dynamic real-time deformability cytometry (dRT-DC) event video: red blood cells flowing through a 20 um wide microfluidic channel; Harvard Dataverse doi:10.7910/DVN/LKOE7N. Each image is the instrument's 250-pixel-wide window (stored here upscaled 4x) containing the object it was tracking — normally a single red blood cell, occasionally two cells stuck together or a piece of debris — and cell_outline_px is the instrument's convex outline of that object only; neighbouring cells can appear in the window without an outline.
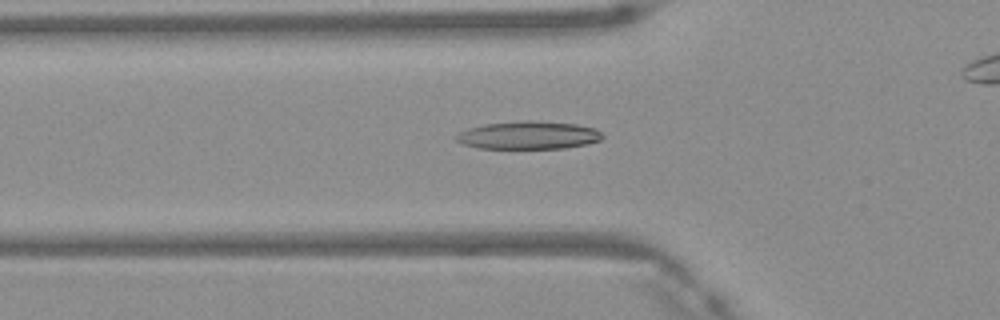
{"species": "Egyptian fruit bat (a non-hibernating species)", "species_latin": "Rousettus aegyptiacus", "temperature_condition": "warm", "stored_images_in_passage": 43, "camera_frame_rate_fps": 3000, "um_per_image_px": 0.085, "frame": {"image": 1, "passage_image": 17, "time_ms": 5.333, "image_size_px": [1000, 320], "cell_outline_px": [[604, 136], [600, 140], [588, 144], [564, 148], [480, 148], [464, 144], [456, 140], [452, 136], [468, 128], [484, 124], [524, 120], [536, 120], [576, 124], [596, 128]], "centroid_in_image_um": [44.93, 11.48], "position_along_channel_um": 80.9, "area_um2": 23.93}}
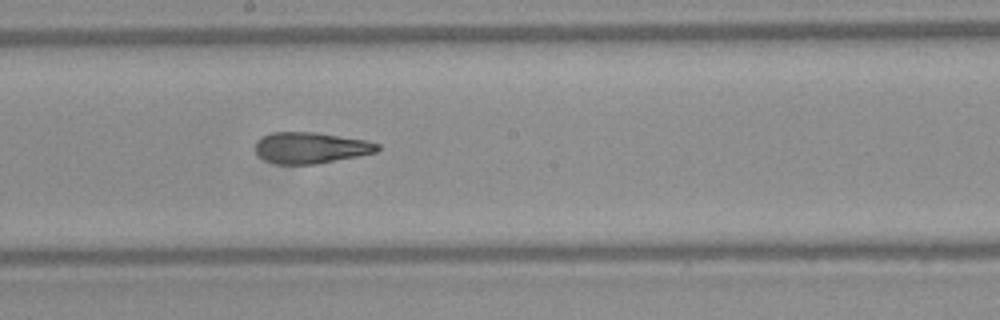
{"frame": {"image": 2, "passage_image": 27, "time_ms": 8.667, "image_size_px": [1000, 320], "cell_outline_px": [[380, 148], [376, 152], [316, 164], [276, 164], [264, 160], [256, 152], [256, 144], [264, 136], [276, 132], [316, 132], [364, 140], [380, 144]], "centroid_in_image_um": [26.42, 12.57], "position_along_channel_um": 221.8, "area_um2": 21.85}}
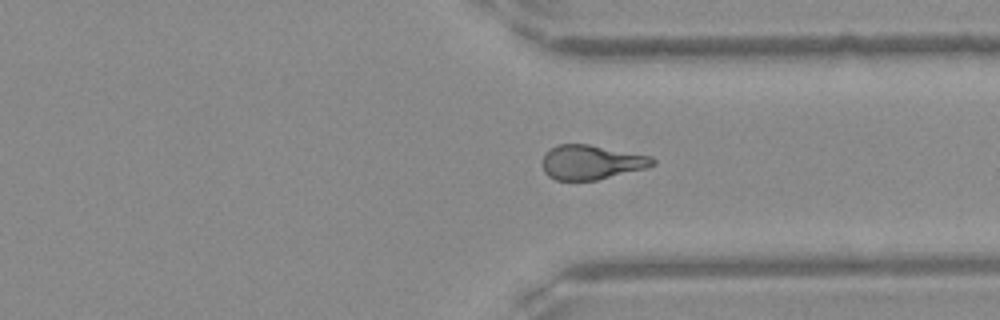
{"frame": {"image": 3, "passage_image": 37, "time_ms": 12.0, "image_size_px": [1000, 320], "cell_outline_px": [[656, 164], [644, 168], [596, 180], [556, 180], [548, 176], [544, 172], [544, 152], [560, 144], [588, 144], [652, 156], [656, 160]], "centroid_in_image_um": [50.27, 13.78], "position_along_channel_um": 361.1, "area_um2": 21.91}, "authors_computed_cell_mechanics": {"area_um2": 22.7154, "velocity_mm_per_s": 4.1869, "shape_relaxation_time_tau1_ms": null, "shape_relaxation_time_tau2_ms": 3.4564, "deformation_change_tau1": null, "deformation_change_tau2": 0.1257}}